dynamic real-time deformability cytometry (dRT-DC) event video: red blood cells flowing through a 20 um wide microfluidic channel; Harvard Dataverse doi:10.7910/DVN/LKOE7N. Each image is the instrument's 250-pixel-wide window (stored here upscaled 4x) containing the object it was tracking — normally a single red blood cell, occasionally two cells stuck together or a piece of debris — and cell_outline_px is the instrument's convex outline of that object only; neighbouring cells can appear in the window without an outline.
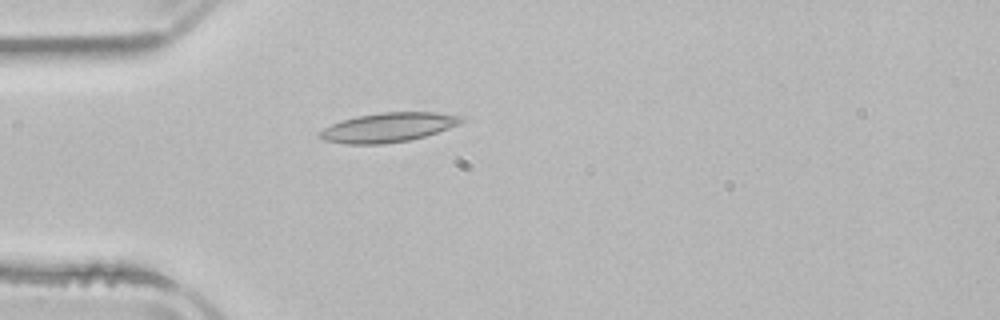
{"species": "common noctule bat (a hibernating species)", "species_latin": "Nyctalus noctula", "temperature_condition": "room temperature", "stored_images_in_passage": 3, "camera_frame_rate_fps": 3000, "um_per_image_px": 0.085, "animal": {"sex": "male", "body_mass_g": 21.5, "forearm_length_mm": 52.0}, "frame": {"image": 1, "passage_image": 3, "time_ms": 3.0, "image_size_px": [1000, 320], "cell_outline_px": [[464, 120], [460, 124], [424, 136], [408, 140], [384, 144], [344, 144], [324, 140], [316, 136], [324, 128], [340, 120], [356, 116], [380, 112], [436, 112], [464, 116]], "centroid_in_image_um": [32.98, 10.82], "position_along_channel_um": 52.0, "area_um2": 24.28}}